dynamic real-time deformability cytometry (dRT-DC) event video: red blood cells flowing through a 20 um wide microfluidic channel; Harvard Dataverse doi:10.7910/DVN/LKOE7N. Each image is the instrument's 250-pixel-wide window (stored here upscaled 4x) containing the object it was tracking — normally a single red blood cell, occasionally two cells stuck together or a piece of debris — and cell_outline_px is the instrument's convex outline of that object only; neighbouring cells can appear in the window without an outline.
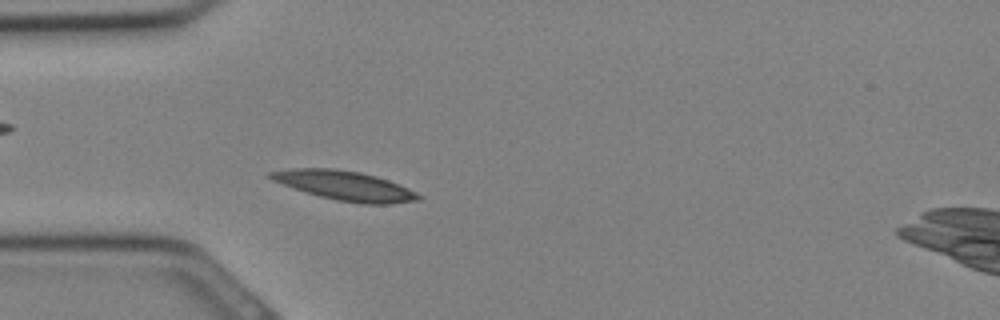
{"species": "Egyptian fruit bat (a non-hibernating species)", "species_latin": "Rousettus aegyptiacus", "temperature_condition": "cold", "stored_images_in_passage": 29, "camera_frame_rate_fps": 3000, "um_per_image_px": 0.085, "animal": {"sex": "female"}, "frame": {"image": 1, "passage_image": 6, "time_ms": 1.667, "image_size_px": [1000, 320], "cell_outline_px": [[424, 196], [420, 200], [392, 204], [360, 204], [336, 200], [320, 196], [272, 180], [264, 176], [268, 172], [288, 168], [336, 168], [360, 172], [376, 176], [400, 184]], "centroid_in_image_um": [29.34, 15.77], "position_along_channel_um": 55.7, "area_um2": 25.55}}
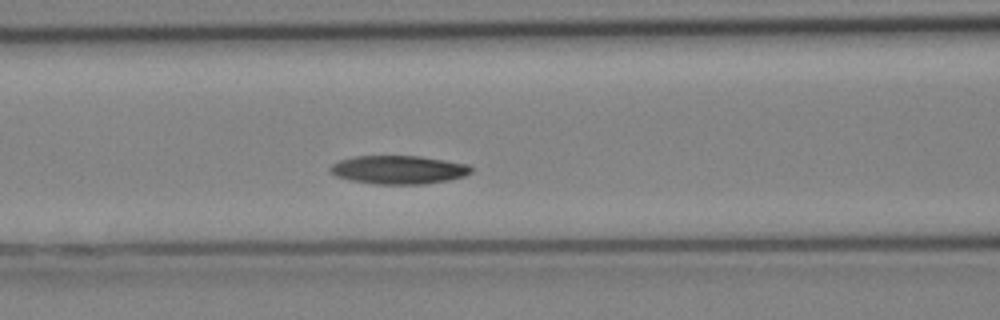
{"frame": {"image": 2, "passage_image": 10, "time_ms": 3.0, "image_size_px": [1000, 320], "cell_outline_px": [[472, 172], [464, 176], [448, 180], [424, 184], [376, 184], [352, 180], [336, 176], [328, 172], [328, 168], [332, 164], [340, 160], [356, 156], [420, 156], [468, 164], [472, 168]], "centroid_in_image_um": [33.86, 14.43], "position_along_channel_um": 132.7, "area_um2": 23.35}}
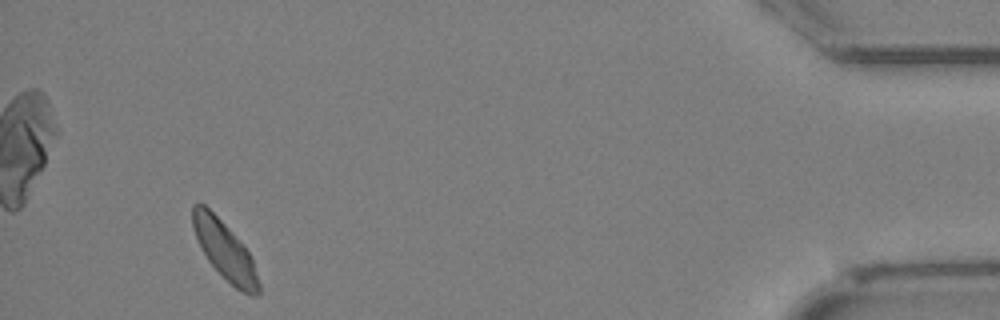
{"frame": {"image": 3, "passage_image": 27, "time_ms": 8.667, "image_size_px": [1000, 320], "cell_outline_px": [[260, 292], [256, 296], [248, 296], [236, 288], [208, 260], [192, 228], [192, 204], [204, 204], [244, 244], [252, 260], [260, 284]], "centroid_in_image_um": [19.12, 21.3], "position_along_channel_um": 416.1, "area_um2": 21.85}}